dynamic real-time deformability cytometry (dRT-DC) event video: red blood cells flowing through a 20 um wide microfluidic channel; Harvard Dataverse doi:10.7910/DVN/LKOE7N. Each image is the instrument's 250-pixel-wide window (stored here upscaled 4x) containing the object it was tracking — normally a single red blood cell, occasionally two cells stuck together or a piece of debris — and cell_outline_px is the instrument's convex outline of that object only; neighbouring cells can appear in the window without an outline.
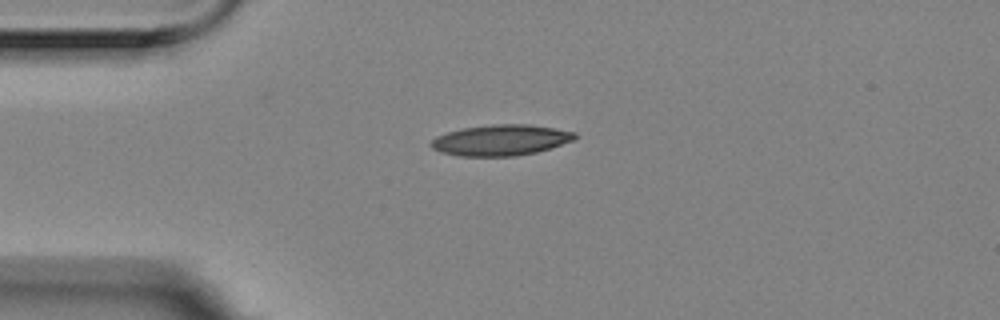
{"species": "Egyptian fruit bat (a non-hibernating species)", "species_latin": "Rousettus aegyptiacus", "temperature_condition": "room temperature", "stored_images_in_passage": 5, "camera_frame_rate_fps": 3000, "um_per_image_px": 0.085, "animal": {"sex": "female"}, "frame": {"image": 1, "passage_image": 1, "time_ms": 0.0, "image_size_px": [1000, 320], "cell_outline_px": [[576, 136], [572, 140], [536, 152], [516, 156], [456, 156], [440, 152], [432, 148], [428, 144], [436, 136], [448, 132], [464, 128], [492, 124], [528, 124], [556, 128], [576, 132]], "centroid_in_image_um": [42.52, 11.91], "position_along_channel_um": 42.5, "area_um2": 25.78}}
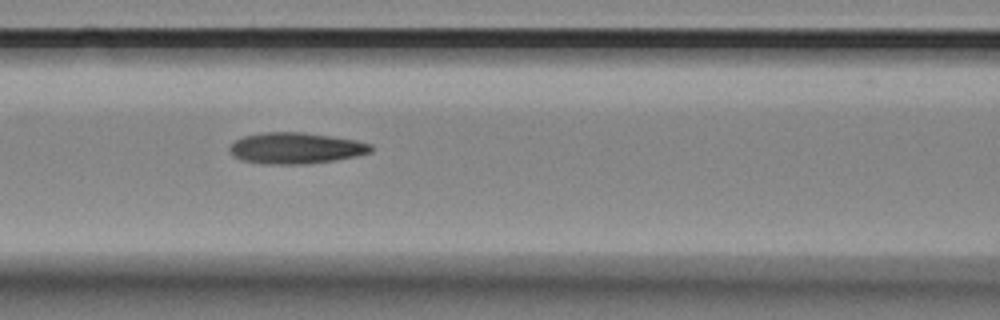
{"frame": {"image": 2, "passage_image": 4, "time_ms": 1.0, "image_size_px": [1000, 320], "cell_outline_px": [[372, 152], [356, 156], [336, 160], [304, 164], [264, 164], [240, 160], [228, 152], [228, 148], [236, 140], [244, 136], [264, 132], [304, 132], [332, 136], [356, 140], [372, 144]], "centroid_in_image_um": [25.14, 12.59], "position_along_channel_um": 141.5, "area_um2": 25.84}}
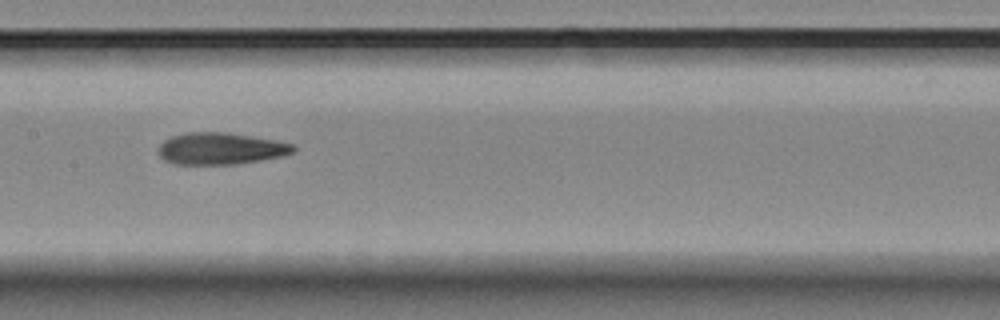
{"frame": {"image": 3, "passage_image": 5, "time_ms": 1.333, "image_size_px": [1000, 320], "cell_outline_px": [[296, 152], [284, 156], [236, 164], [176, 164], [164, 160], [160, 156], [160, 144], [164, 140], [172, 136], [184, 132], [228, 132], [276, 140], [296, 144]], "centroid_in_image_um": [18.81, 12.62], "position_along_channel_um": 188.6, "area_um2": 25.2}}